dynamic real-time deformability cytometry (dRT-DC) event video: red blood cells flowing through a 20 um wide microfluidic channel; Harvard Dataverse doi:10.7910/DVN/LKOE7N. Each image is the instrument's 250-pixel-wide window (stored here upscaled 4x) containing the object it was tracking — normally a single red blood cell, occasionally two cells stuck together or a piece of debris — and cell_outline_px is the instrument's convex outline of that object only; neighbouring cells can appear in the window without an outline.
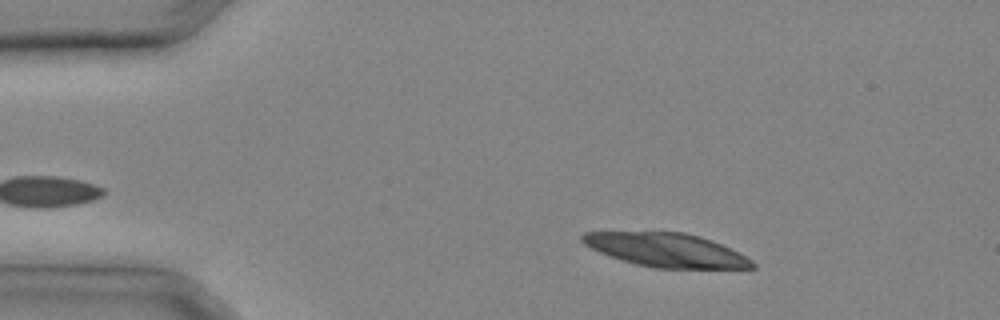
{"species": "common noctule bat (a hibernating species)", "species_latin": "Nyctalus noctula", "temperature_condition": "cold", "stored_images_in_passage": 7, "camera_frame_rate_fps": 3000, "um_per_image_px": 0.085, "animal": {"sex": "male", "body_mass_g": 20.4}, "frame": {"image": 1, "passage_image": 3, "time_ms": 0.667, "image_size_px": [1000, 320], "cell_outline_px": [[756, 268], [652, 268], [636, 264], [600, 252], [584, 244], [580, 240], [580, 236], [584, 232], [684, 232], [700, 236], [712, 240], [740, 252], [752, 260], [756, 264]], "centroid_in_image_um": [56.67, 21.25], "position_along_channel_um": 28.3, "area_um2": 33.29}}